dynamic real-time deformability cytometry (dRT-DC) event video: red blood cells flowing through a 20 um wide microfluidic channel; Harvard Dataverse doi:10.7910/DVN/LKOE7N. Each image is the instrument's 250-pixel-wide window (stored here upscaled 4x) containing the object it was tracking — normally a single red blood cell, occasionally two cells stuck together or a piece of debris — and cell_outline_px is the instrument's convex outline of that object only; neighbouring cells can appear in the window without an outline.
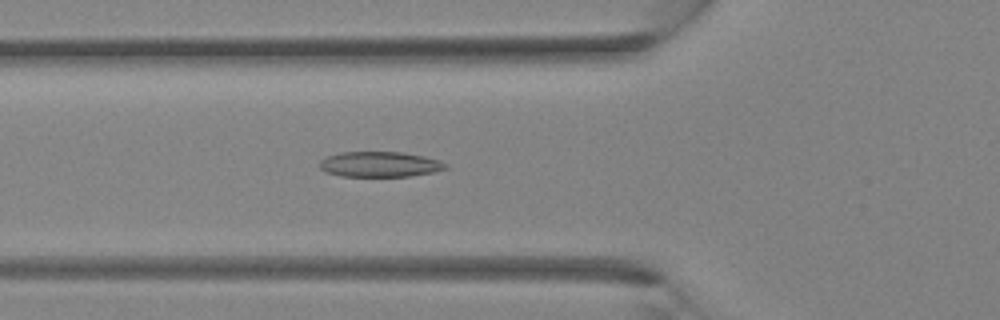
{"species": "Egyptian fruit bat (a non-hibernating species)", "species_latin": "Rousettus aegyptiacus", "temperature_condition": "room temperature", "stored_images_in_passage": 36, "camera_frame_rate_fps": 3000, "um_per_image_px": 0.085, "animal": {"sex": "female"}, "frame": {"image": 1, "passage_image": 12, "time_ms": 3.667, "image_size_px": [1000, 320], "cell_outline_px": [[448, 168], [432, 172], [408, 176], [340, 176], [324, 172], [320, 168], [320, 160], [324, 156], [340, 152], [404, 152], [424, 156], [440, 160], [448, 164]], "centroid_in_image_um": [32.26, 13.96], "position_along_channel_um": 93.5, "area_um2": 18.79}}
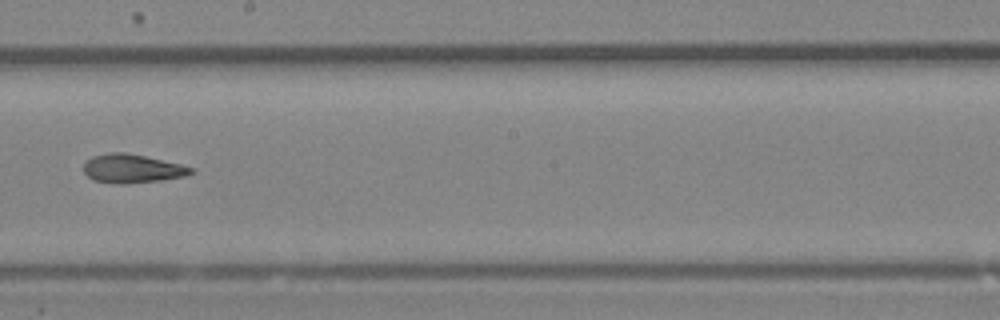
{"frame": {"image": 2, "passage_image": 20, "time_ms": 6.333, "image_size_px": [1000, 320], "cell_outline_px": [[196, 172], [184, 176], [160, 180], [128, 184], [120, 184], [92, 180], [84, 172], [84, 160], [92, 156], [108, 152], [124, 152], [144, 156], [180, 164], [196, 168]], "centroid_in_image_um": [11.22, 14.33], "position_along_channel_um": 237.0, "area_um2": 18.09}}
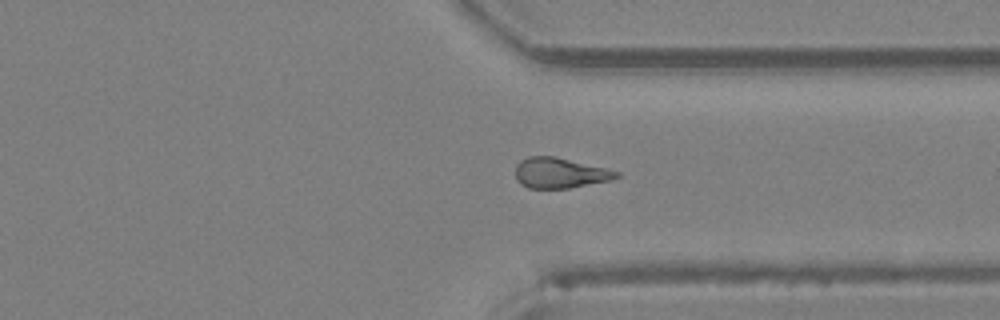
{"frame": {"image": 3, "passage_image": 27, "time_ms": 8.667, "image_size_px": [1000, 320], "cell_outline_px": [[620, 176], [608, 180], [568, 188], [528, 188], [520, 184], [516, 180], [516, 164], [520, 160], [528, 156], [556, 156], [620, 172]], "centroid_in_image_um": [47.53, 14.69], "position_along_channel_um": 363.9, "area_um2": 17.74}}